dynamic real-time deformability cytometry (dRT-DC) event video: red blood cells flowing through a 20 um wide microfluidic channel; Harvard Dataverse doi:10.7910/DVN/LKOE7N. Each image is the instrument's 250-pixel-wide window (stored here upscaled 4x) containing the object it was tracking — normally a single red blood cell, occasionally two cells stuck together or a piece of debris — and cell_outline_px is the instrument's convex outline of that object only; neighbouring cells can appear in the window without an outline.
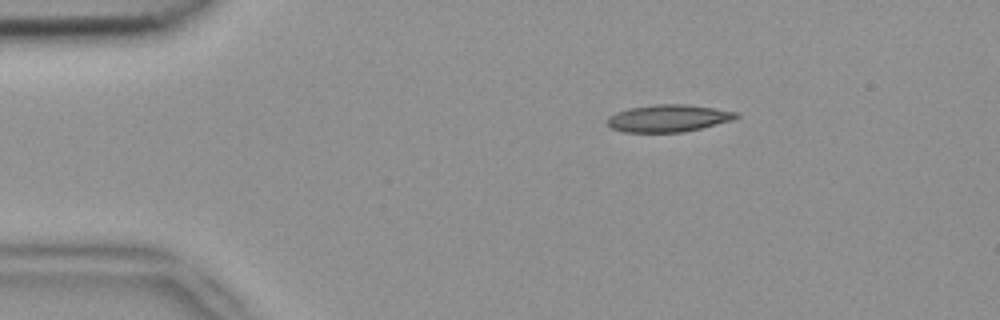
{"species": "common noctule bat (a hibernating species)", "species_latin": "Nyctalus noctula", "temperature_condition": "room temperature", "stored_images_in_passage": 44, "camera_frame_rate_fps": 3000, "um_per_image_px": 0.085, "animal": {"sex": "female", "body_mass_g": 18.4}, "frame": {"image": 1, "passage_image": 1, "time_ms": 0.0, "image_size_px": [1000, 320], "cell_outline_px": [[740, 116], [732, 120], [684, 132], [624, 132], [612, 128], [604, 120], [608, 116], [616, 112], [628, 108], [656, 104], [688, 104], [740, 112]], "centroid_in_image_um": [56.8, 10.04], "position_along_channel_um": 28.2, "area_um2": 20.58}}
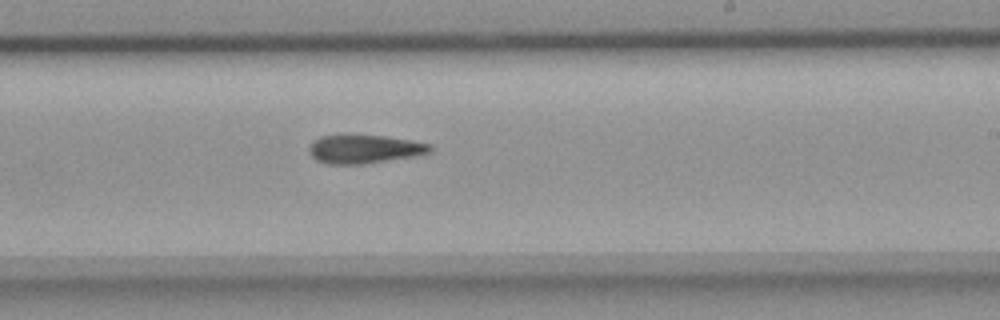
{"frame": {"image": 2, "passage_image": 23, "time_ms": 7.333, "image_size_px": [1000, 320], "cell_outline_px": [[432, 152], [412, 156], [360, 164], [328, 164], [316, 160], [312, 156], [308, 148], [312, 140], [320, 136], [344, 132], [384, 136], [432, 144]], "centroid_in_image_um": [30.89, 12.62], "position_along_channel_um": 258.1, "area_um2": 20.63}}
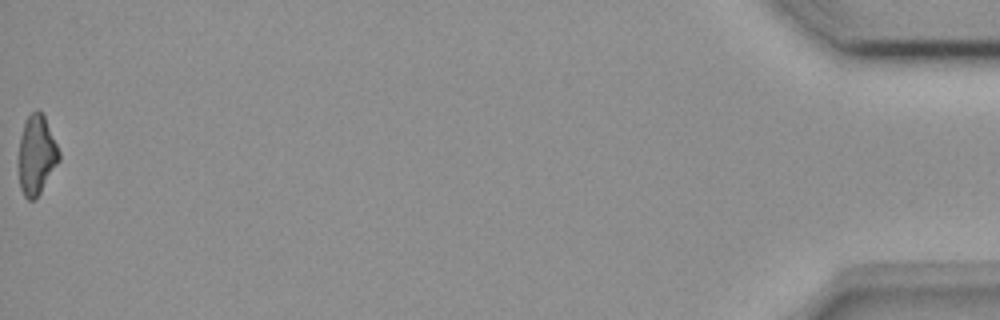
{"frame": {"image": 3, "passage_image": 44, "time_ms": 14.333, "image_size_px": [1000, 320], "cell_outline_px": [[60, 160], [36, 200], [28, 200], [24, 196], [20, 188], [16, 160], [20, 136], [24, 120], [36, 108], [40, 108], [44, 116], [60, 152]], "centroid_in_image_um": [3.06, 13.18], "position_along_channel_um": 432.1, "area_um2": 19.36}}